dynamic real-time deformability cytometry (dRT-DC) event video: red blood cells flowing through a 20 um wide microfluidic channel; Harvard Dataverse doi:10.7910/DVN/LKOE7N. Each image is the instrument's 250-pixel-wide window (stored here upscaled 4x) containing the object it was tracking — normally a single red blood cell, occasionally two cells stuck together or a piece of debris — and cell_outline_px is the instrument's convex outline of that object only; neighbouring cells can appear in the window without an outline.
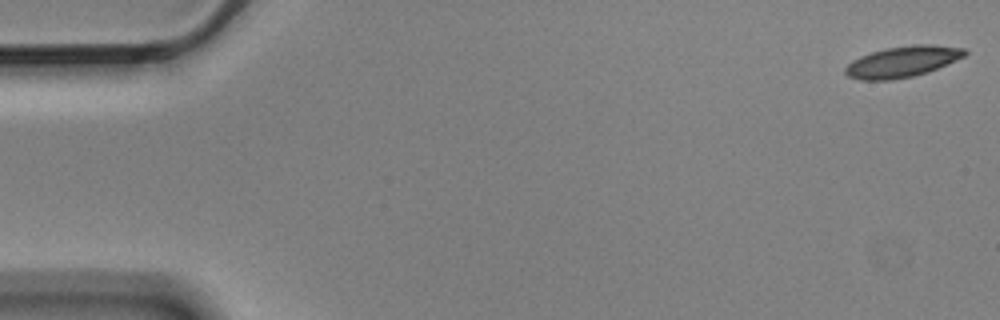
{"species": "Egyptian fruit bat (a non-hibernating species)", "species_latin": "Rousettus aegyptiacus", "temperature_condition": "cold", "stored_images_in_passage": 5, "camera_frame_rate_fps": 3000, "um_per_image_px": 0.085, "animal": {"sex": "male"}, "frame": {"image": 1, "passage_image": 1, "time_ms": 0.0, "image_size_px": [1000, 320], "cell_outline_px": [[968, 52], [964, 56], [956, 60], [928, 72], [912, 76], [888, 80], [860, 80], [848, 76], [844, 72], [844, 68], [852, 60], [860, 56], [884, 48], [912, 44], [932, 44], [964, 48]], "centroid_in_image_um": [76.69, 5.23], "position_along_channel_um": 8.3, "area_um2": 21.62}}
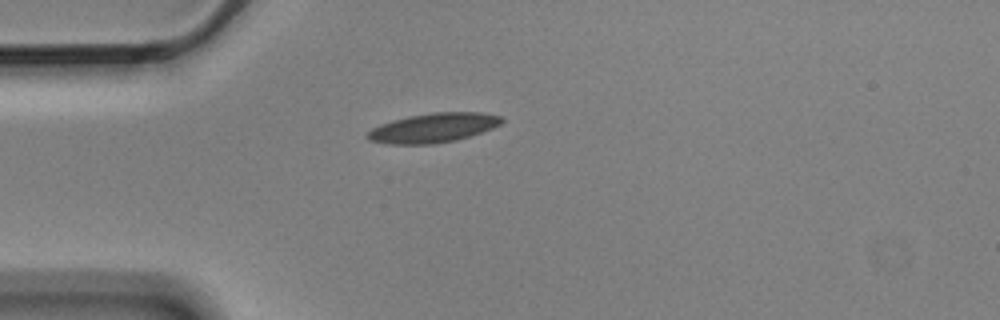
{"frame": {"image": 2, "passage_image": 5, "time_ms": 1.333, "image_size_px": [1000, 320], "cell_outline_px": [[504, 120], [500, 124], [492, 128], [456, 140], [436, 144], [388, 144], [368, 140], [364, 136], [372, 128], [380, 124], [392, 120], [408, 116], [432, 112], [480, 112], [500, 116]], "centroid_in_image_um": [36.78, 10.86], "position_along_channel_um": 48.2, "area_um2": 23.0}}